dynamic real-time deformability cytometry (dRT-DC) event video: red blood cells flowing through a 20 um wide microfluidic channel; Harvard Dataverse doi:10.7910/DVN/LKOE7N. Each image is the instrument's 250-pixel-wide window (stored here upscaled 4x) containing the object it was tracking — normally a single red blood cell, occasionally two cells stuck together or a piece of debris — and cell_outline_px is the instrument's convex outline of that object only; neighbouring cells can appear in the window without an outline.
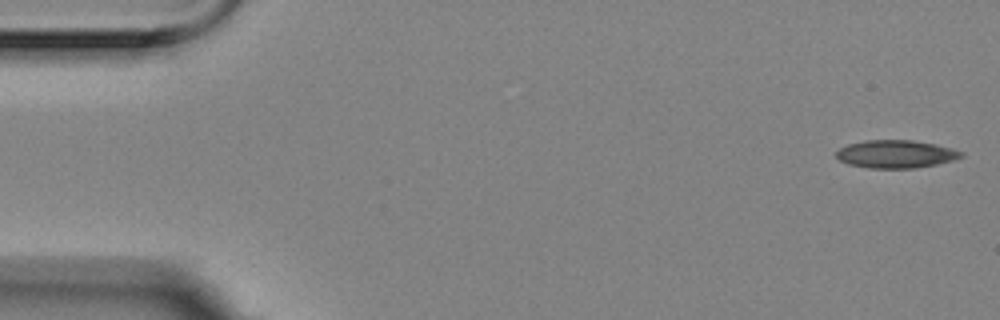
{"species": "Egyptian fruit bat (a non-hibernating species)", "species_latin": "Rousettus aegyptiacus", "temperature_condition": "room temperature", "stored_images_in_passage": 5, "camera_frame_rate_fps": 3000, "um_per_image_px": 0.085, "animal": {"sex": "female"}, "frame": {"image": 1, "passage_image": 1, "time_ms": 0.0, "image_size_px": [1000, 320], "cell_outline_px": [[964, 156], [952, 160], [936, 164], [916, 168], [868, 168], [848, 164], [840, 160], [836, 156], [836, 152], [840, 148], [848, 144], [864, 140], [912, 140], [936, 144], [952, 148], [964, 152]], "centroid_in_image_um": [76.15, 13.09], "position_along_channel_um": 8.8, "area_um2": 20.35}}
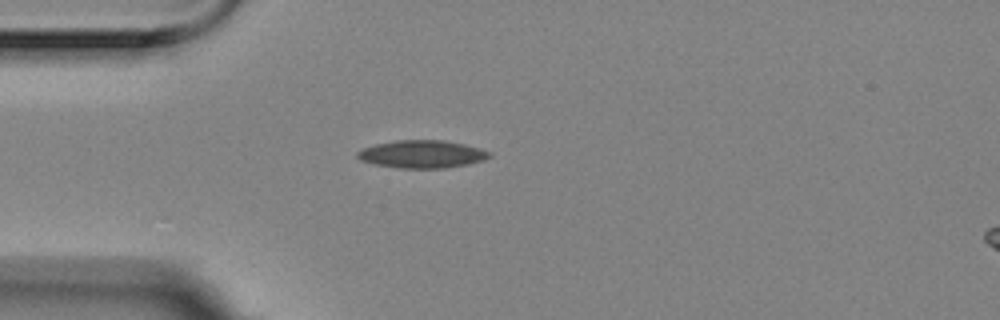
{"frame": {"image": 2, "passage_image": 5, "time_ms": 1.333, "image_size_px": [1000, 320], "cell_outline_px": [[492, 156], [484, 160], [468, 164], [444, 168], [400, 168], [372, 164], [360, 160], [356, 156], [356, 152], [364, 148], [376, 144], [396, 140], [444, 140], [464, 144], [480, 148], [492, 152]], "centroid_in_image_um": [35.88, 13.1], "position_along_channel_um": 49.1, "area_um2": 21.44}}